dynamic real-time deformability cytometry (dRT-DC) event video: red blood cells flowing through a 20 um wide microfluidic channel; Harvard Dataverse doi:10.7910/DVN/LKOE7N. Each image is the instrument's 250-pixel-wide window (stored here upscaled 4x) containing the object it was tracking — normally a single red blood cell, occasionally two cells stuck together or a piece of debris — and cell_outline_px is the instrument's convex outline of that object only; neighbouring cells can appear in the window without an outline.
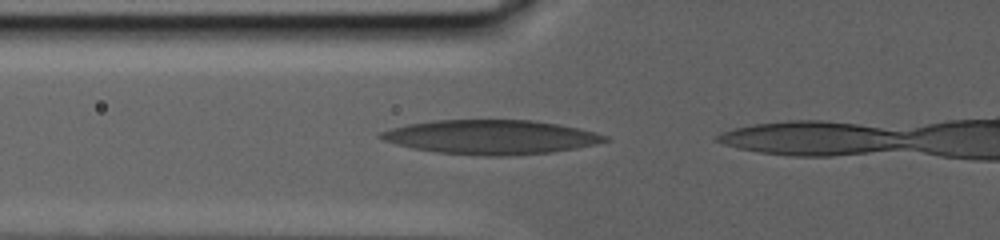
{"species": "human", "species_latin": "Homo sapiens", "temperature_condition": "warm", "stored_images_in_passage": 12, "camera_frame_rate_fps": 3000, "um_per_image_px": 0.085, "donor": {"sex": "male"}, "frame": {"image": 1, "passage_image": 2, "time_ms": 0.667, "image_size_px": [1000, 240], "cell_outline_px": [[608, 140], [596, 144], [576, 148], [552, 152], [508, 156], [484, 156], [436, 152], [412, 148], [396, 144], [384, 140], [376, 136], [380, 132], [392, 128], [408, 124], [432, 120], [532, 120], [560, 124], [596, 132], [608, 136]], "centroid_in_image_um": [41.73, 11.65], "position_along_channel_um": 84.1, "area_um2": 44.85}}
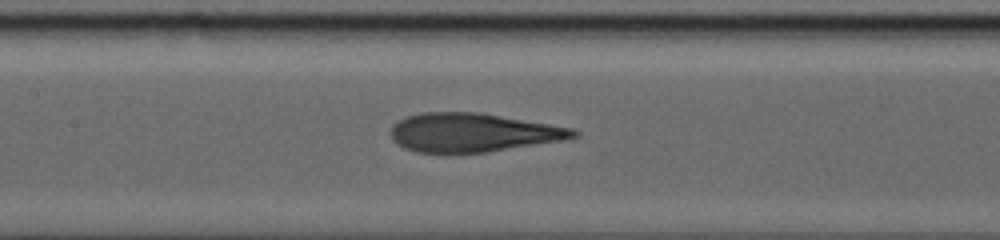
{"frame": {"image": 2, "passage_image": 8, "time_ms": 4.0, "image_size_px": [1000, 240], "cell_outline_px": [[580, 136], [564, 140], [488, 152], [416, 152], [404, 148], [396, 144], [392, 140], [388, 132], [392, 124], [408, 116], [420, 112], [480, 112], [572, 128], [580, 132]], "centroid_in_image_um": [40.16, 11.26], "position_along_channel_um": 167.2, "area_um2": 41.38}}
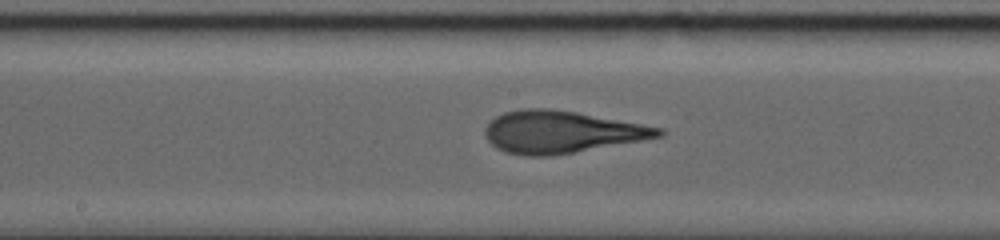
{"frame": {"image": 3, "passage_image": 10, "time_ms": 5.333, "image_size_px": [1000, 240], "cell_outline_px": [[664, 136], [552, 156], [524, 156], [504, 152], [496, 148], [484, 136], [484, 128], [496, 116], [504, 112], [524, 108], [548, 108], [576, 112], [664, 128]], "centroid_in_image_um": [47.68, 11.22], "position_along_channel_um": 200.5, "area_um2": 42.6}}